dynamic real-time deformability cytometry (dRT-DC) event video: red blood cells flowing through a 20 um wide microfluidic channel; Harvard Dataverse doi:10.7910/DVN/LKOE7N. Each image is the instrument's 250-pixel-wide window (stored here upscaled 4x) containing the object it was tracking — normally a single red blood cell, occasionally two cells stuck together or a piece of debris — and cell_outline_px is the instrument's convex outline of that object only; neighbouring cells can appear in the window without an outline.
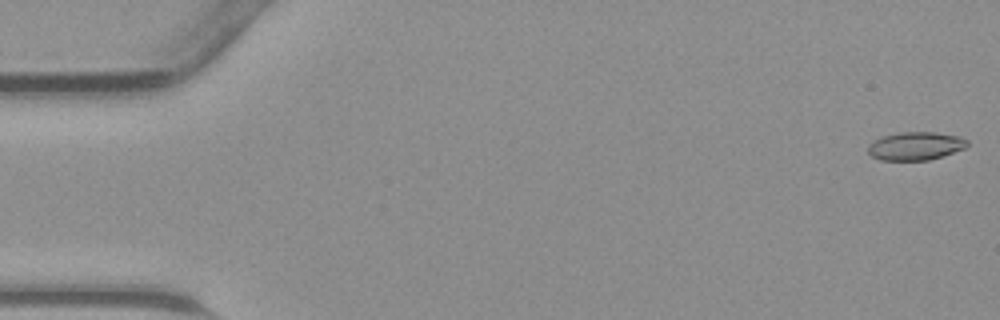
{"species": "common noctule bat (a hibernating species)", "species_latin": "Nyctalus noctula", "temperature_condition": "warm", "stored_images_in_passage": 45, "camera_frame_rate_fps": 3000, "um_per_image_px": 0.085, "animal": {"sex": "male", "body_mass_g": 23.1, "forearm_length_mm": 52.7}, "frame": {"image": 1, "passage_image": 1, "time_ms": 0.0, "image_size_px": [1000, 320], "cell_outline_px": [[968, 144], [964, 148], [928, 160], [880, 160], [872, 156], [868, 152], [868, 144], [872, 140], [880, 136], [900, 132], [936, 132], [960, 136], [968, 140]], "centroid_in_image_um": [77.77, 12.39], "position_along_channel_um": 7.2, "area_um2": 16.36}}
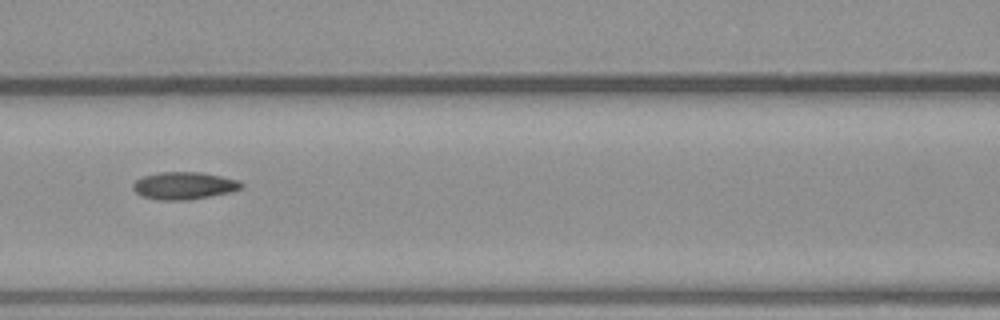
{"frame": {"image": 2, "passage_image": 20, "time_ms": 6.333, "image_size_px": [1000, 320], "cell_outline_px": [[244, 188], [228, 192], [188, 200], [160, 200], [144, 196], [136, 192], [132, 188], [132, 184], [136, 180], [144, 176], [160, 172], [200, 172], [240, 180], [244, 184]], "centroid_in_image_um": [15.66, 15.77], "position_along_channel_um": 150.9, "area_um2": 17.17}}
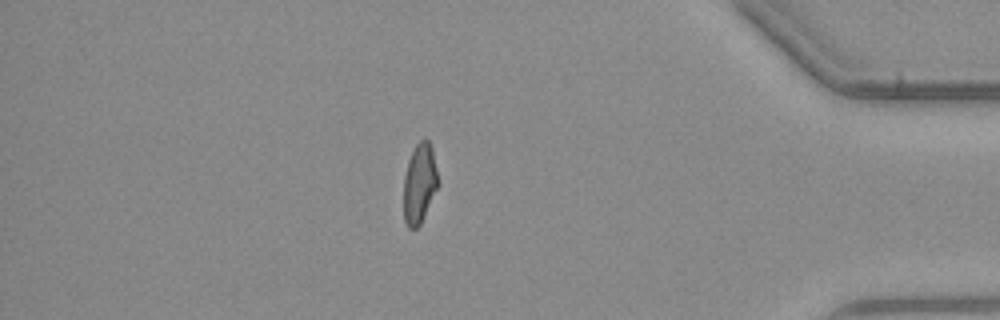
{"frame": {"image": 3, "passage_image": 39, "time_ms": 12.667, "image_size_px": [1000, 320], "cell_outline_px": [[440, 184], [420, 224], [416, 228], [408, 228], [404, 220], [404, 176], [408, 160], [416, 144], [420, 140], [428, 140], [432, 148]], "centroid_in_image_um": [35.67, 15.6], "position_along_channel_um": 399.5, "area_um2": 16.07}}